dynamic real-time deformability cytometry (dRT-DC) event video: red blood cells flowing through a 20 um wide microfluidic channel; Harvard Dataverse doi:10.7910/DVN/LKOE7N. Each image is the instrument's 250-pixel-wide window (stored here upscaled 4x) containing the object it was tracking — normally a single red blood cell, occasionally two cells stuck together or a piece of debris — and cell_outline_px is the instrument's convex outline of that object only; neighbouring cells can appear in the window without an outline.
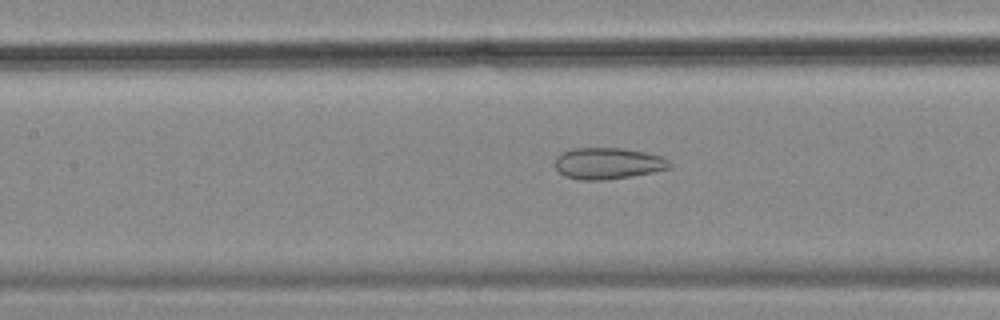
{"species": "common noctule bat (a hibernating species)", "species_latin": "Nyctalus noctula", "temperature_condition": "cold", "stored_images_in_passage": 57, "camera_frame_rate_fps": 3000, "um_per_image_px": 0.085, "animal": {"sex": "female", "body_mass_g": 18.4}, "frame": {"image": 1, "passage_image": 25, "time_ms": 8.0, "image_size_px": [1000, 320], "cell_outline_px": [[672, 168], [652, 172], [628, 176], [600, 180], [580, 180], [568, 176], [560, 172], [556, 168], [556, 156], [572, 148], [620, 148], [644, 152], [660, 156], [668, 160], [672, 164]], "centroid_in_image_um": [51.69, 13.88], "position_along_channel_um": 155.7, "area_um2": 20.63}}
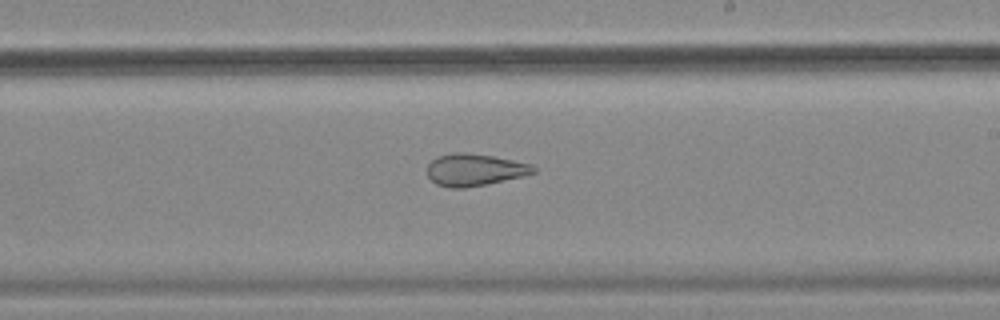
{"frame": {"image": 2, "passage_image": 33, "time_ms": 10.667, "image_size_px": [1000, 320], "cell_outline_px": [[536, 172], [488, 184], [464, 188], [452, 188], [436, 184], [428, 176], [428, 164], [436, 156], [456, 152], [464, 152], [492, 156], [532, 164], [536, 168]], "centroid_in_image_um": [40.32, 14.43], "position_along_channel_um": 248.7, "area_um2": 19.71}}
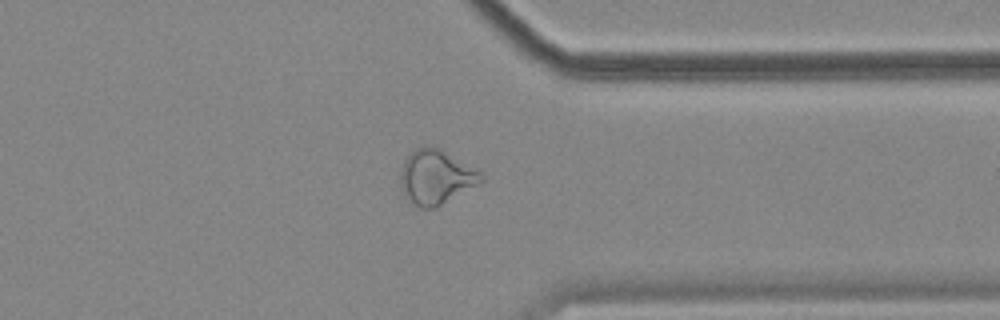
{"frame": {"image": 3, "passage_image": 44, "time_ms": 14.333, "image_size_px": [1000, 320], "cell_outline_px": [[484, 180], [440, 204], [432, 208], [420, 208], [404, 196], [400, 188], [400, 172], [404, 160], [416, 148], [428, 144], [440, 148], [480, 168], [484, 176]], "centroid_in_image_um": [37.06, 14.99], "position_along_channel_um": 374.3, "area_um2": 25.78}, "authors_computed_cell_mechanics": {"area_um2": 26.1834, "velocity_mm_per_s": 3.5086, "shape_relaxation_time_tau1_ms": null, "shape_relaxation_time_tau2_ms": 2.1416, "deformation_change_tau1": null, "deformation_change_tau2": 0.1045}}